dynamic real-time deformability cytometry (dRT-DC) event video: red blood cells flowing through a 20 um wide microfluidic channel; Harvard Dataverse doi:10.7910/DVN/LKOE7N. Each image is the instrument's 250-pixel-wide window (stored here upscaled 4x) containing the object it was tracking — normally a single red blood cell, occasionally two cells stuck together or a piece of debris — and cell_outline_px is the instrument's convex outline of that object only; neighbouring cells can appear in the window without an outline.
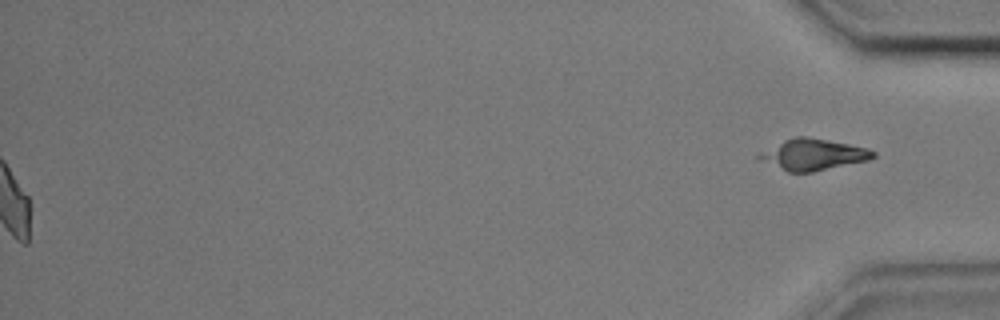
{"species": "common noctule bat (a hibernating species)", "species_latin": "Nyctalus noctula", "temperature_condition": "cold", "stored_images_in_passage": 50, "segment_of_instrument_passage": [2, 2], "camera_frame_rate_fps": 3000, "um_per_image_px": 0.085, "animal": {"sex": "male", "body_mass_g": 17.9, "forearm_length_mm": 54.2}, "frame": {"image": 1, "passage_image": 50, "time_ms": 16.333, "image_size_px": [1000, 320], "cell_outline_px": [[876, 156], [868, 160], [812, 172], [788, 172], [760, 160], [752, 156], [784, 140], [796, 136], [804, 136], [828, 140], [868, 148], [876, 152]], "centroid_in_image_um": [69.09, 13.14], "position_along_channel_um": 366.1, "area_um2": 20.58}}